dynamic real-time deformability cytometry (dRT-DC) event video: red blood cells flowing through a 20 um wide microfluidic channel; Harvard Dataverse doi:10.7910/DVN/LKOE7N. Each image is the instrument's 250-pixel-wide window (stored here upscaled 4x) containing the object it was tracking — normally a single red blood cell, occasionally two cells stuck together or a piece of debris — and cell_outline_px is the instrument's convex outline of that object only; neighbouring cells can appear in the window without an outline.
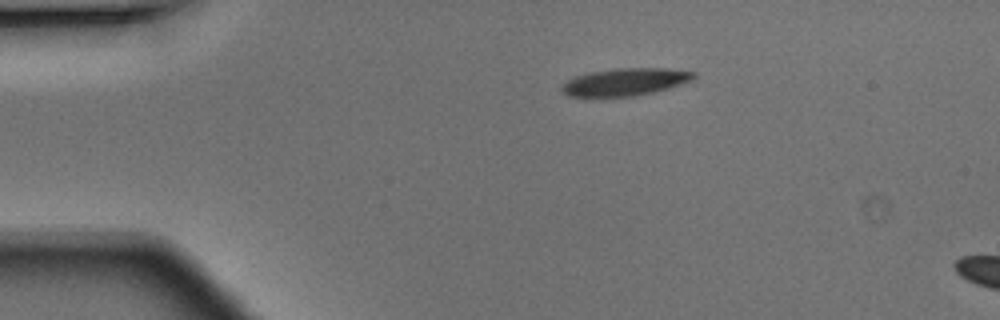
{"species": "Egyptian fruit bat (a non-hibernating species)", "species_latin": "Rousettus aegyptiacus", "temperature_condition": "warm", "stored_images_in_passage": 3, "camera_frame_rate_fps": 3000, "um_per_image_px": 0.085, "animal": {"sex": "male"}, "frame": {"image": 1, "passage_image": 2, "time_ms": 0.333, "image_size_px": [1000, 320], "cell_outline_px": [[696, 76], [692, 80], [668, 88], [652, 92], [632, 96], [568, 96], [560, 88], [568, 80], [576, 76], [592, 72], [616, 68], [668, 68], [696, 72]], "centroid_in_image_um": [53.18, 6.95], "position_along_channel_um": 31.8, "area_um2": 20.75}}